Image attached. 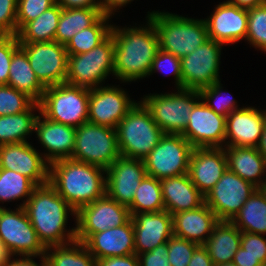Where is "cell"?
I'll use <instances>...</instances> for the list:
<instances>
[{"instance_id":"cell-1","label":"cell","mask_w":266,"mask_h":266,"mask_svg":"<svg viewBox=\"0 0 266 266\" xmlns=\"http://www.w3.org/2000/svg\"><path fill=\"white\" fill-rule=\"evenodd\" d=\"M122 28L113 24L114 77L121 83L148 78L152 61L159 50V39L153 22Z\"/></svg>"},{"instance_id":"cell-2","label":"cell","mask_w":266,"mask_h":266,"mask_svg":"<svg viewBox=\"0 0 266 266\" xmlns=\"http://www.w3.org/2000/svg\"><path fill=\"white\" fill-rule=\"evenodd\" d=\"M24 209L45 248L76 240V227L66 229L69 212L76 219V211L49 183L34 189Z\"/></svg>"},{"instance_id":"cell-3","label":"cell","mask_w":266,"mask_h":266,"mask_svg":"<svg viewBox=\"0 0 266 266\" xmlns=\"http://www.w3.org/2000/svg\"><path fill=\"white\" fill-rule=\"evenodd\" d=\"M106 170L72 158L49 165V184L77 212L106 194Z\"/></svg>"},{"instance_id":"cell-4","label":"cell","mask_w":266,"mask_h":266,"mask_svg":"<svg viewBox=\"0 0 266 266\" xmlns=\"http://www.w3.org/2000/svg\"><path fill=\"white\" fill-rule=\"evenodd\" d=\"M147 13L146 17L155 26L159 49L177 58L181 59L191 54L209 39L204 19H194L159 10Z\"/></svg>"},{"instance_id":"cell-5","label":"cell","mask_w":266,"mask_h":266,"mask_svg":"<svg viewBox=\"0 0 266 266\" xmlns=\"http://www.w3.org/2000/svg\"><path fill=\"white\" fill-rule=\"evenodd\" d=\"M116 133L120 156L141 160L157 146L164 135L141 101L119 122Z\"/></svg>"},{"instance_id":"cell-6","label":"cell","mask_w":266,"mask_h":266,"mask_svg":"<svg viewBox=\"0 0 266 266\" xmlns=\"http://www.w3.org/2000/svg\"><path fill=\"white\" fill-rule=\"evenodd\" d=\"M177 92L144 95L141 102L164 134H182L188 125L194 105L200 100L197 90L177 89Z\"/></svg>"},{"instance_id":"cell-7","label":"cell","mask_w":266,"mask_h":266,"mask_svg":"<svg viewBox=\"0 0 266 266\" xmlns=\"http://www.w3.org/2000/svg\"><path fill=\"white\" fill-rule=\"evenodd\" d=\"M39 105L47 119L77 128L88 122L89 89L67 83L48 86Z\"/></svg>"},{"instance_id":"cell-8","label":"cell","mask_w":266,"mask_h":266,"mask_svg":"<svg viewBox=\"0 0 266 266\" xmlns=\"http://www.w3.org/2000/svg\"><path fill=\"white\" fill-rule=\"evenodd\" d=\"M114 38L110 34L92 50L68 55L67 84L87 89L103 85L107 76H114Z\"/></svg>"},{"instance_id":"cell-9","label":"cell","mask_w":266,"mask_h":266,"mask_svg":"<svg viewBox=\"0 0 266 266\" xmlns=\"http://www.w3.org/2000/svg\"><path fill=\"white\" fill-rule=\"evenodd\" d=\"M0 242L9 257L45 256L46 248L39 240L24 207L0 208Z\"/></svg>"},{"instance_id":"cell-10","label":"cell","mask_w":266,"mask_h":266,"mask_svg":"<svg viewBox=\"0 0 266 266\" xmlns=\"http://www.w3.org/2000/svg\"><path fill=\"white\" fill-rule=\"evenodd\" d=\"M119 156L116 128L90 122L76 128L72 159L106 170Z\"/></svg>"},{"instance_id":"cell-11","label":"cell","mask_w":266,"mask_h":266,"mask_svg":"<svg viewBox=\"0 0 266 266\" xmlns=\"http://www.w3.org/2000/svg\"><path fill=\"white\" fill-rule=\"evenodd\" d=\"M193 146L180 134H164L143 159L146 174L162 180L188 173Z\"/></svg>"},{"instance_id":"cell-12","label":"cell","mask_w":266,"mask_h":266,"mask_svg":"<svg viewBox=\"0 0 266 266\" xmlns=\"http://www.w3.org/2000/svg\"><path fill=\"white\" fill-rule=\"evenodd\" d=\"M130 219L128 206L105 194L76 212V240L85 242L92 234L123 226Z\"/></svg>"},{"instance_id":"cell-13","label":"cell","mask_w":266,"mask_h":266,"mask_svg":"<svg viewBox=\"0 0 266 266\" xmlns=\"http://www.w3.org/2000/svg\"><path fill=\"white\" fill-rule=\"evenodd\" d=\"M223 44L208 39L191 54L180 59L182 89L201 90L221 81L219 68Z\"/></svg>"},{"instance_id":"cell-14","label":"cell","mask_w":266,"mask_h":266,"mask_svg":"<svg viewBox=\"0 0 266 266\" xmlns=\"http://www.w3.org/2000/svg\"><path fill=\"white\" fill-rule=\"evenodd\" d=\"M19 45L26 53L36 77L45 87L66 82L68 53L65 45L56 41Z\"/></svg>"},{"instance_id":"cell-15","label":"cell","mask_w":266,"mask_h":266,"mask_svg":"<svg viewBox=\"0 0 266 266\" xmlns=\"http://www.w3.org/2000/svg\"><path fill=\"white\" fill-rule=\"evenodd\" d=\"M257 188L228 168L205 196V204L219 221H232Z\"/></svg>"},{"instance_id":"cell-16","label":"cell","mask_w":266,"mask_h":266,"mask_svg":"<svg viewBox=\"0 0 266 266\" xmlns=\"http://www.w3.org/2000/svg\"><path fill=\"white\" fill-rule=\"evenodd\" d=\"M136 103L119 85L89 89L88 122L116 128Z\"/></svg>"},{"instance_id":"cell-17","label":"cell","mask_w":266,"mask_h":266,"mask_svg":"<svg viewBox=\"0 0 266 266\" xmlns=\"http://www.w3.org/2000/svg\"><path fill=\"white\" fill-rule=\"evenodd\" d=\"M193 148L225 147L226 117L201 99L192 108L188 125L181 134Z\"/></svg>"},{"instance_id":"cell-18","label":"cell","mask_w":266,"mask_h":266,"mask_svg":"<svg viewBox=\"0 0 266 266\" xmlns=\"http://www.w3.org/2000/svg\"><path fill=\"white\" fill-rule=\"evenodd\" d=\"M49 165L30 142L0 145V169L16 171L37 186L49 182Z\"/></svg>"},{"instance_id":"cell-19","label":"cell","mask_w":266,"mask_h":266,"mask_svg":"<svg viewBox=\"0 0 266 266\" xmlns=\"http://www.w3.org/2000/svg\"><path fill=\"white\" fill-rule=\"evenodd\" d=\"M214 8L204 19L209 39L224 46L246 40L248 9L240 8L229 0L217 4Z\"/></svg>"},{"instance_id":"cell-20","label":"cell","mask_w":266,"mask_h":266,"mask_svg":"<svg viewBox=\"0 0 266 266\" xmlns=\"http://www.w3.org/2000/svg\"><path fill=\"white\" fill-rule=\"evenodd\" d=\"M146 175L143 160L119 156L106 169V194L118 203L129 206Z\"/></svg>"},{"instance_id":"cell-21","label":"cell","mask_w":266,"mask_h":266,"mask_svg":"<svg viewBox=\"0 0 266 266\" xmlns=\"http://www.w3.org/2000/svg\"><path fill=\"white\" fill-rule=\"evenodd\" d=\"M224 147L193 148L188 175L192 183L205 197L227 170Z\"/></svg>"},{"instance_id":"cell-22","label":"cell","mask_w":266,"mask_h":266,"mask_svg":"<svg viewBox=\"0 0 266 266\" xmlns=\"http://www.w3.org/2000/svg\"><path fill=\"white\" fill-rule=\"evenodd\" d=\"M135 254L153 250L173 236V216L166 210L131 215Z\"/></svg>"},{"instance_id":"cell-23","label":"cell","mask_w":266,"mask_h":266,"mask_svg":"<svg viewBox=\"0 0 266 266\" xmlns=\"http://www.w3.org/2000/svg\"><path fill=\"white\" fill-rule=\"evenodd\" d=\"M266 124V109L244 107L226 117L225 146L256 147Z\"/></svg>"},{"instance_id":"cell-24","label":"cell","mask_w":266,"mask_h":266,"mask_svg":"<svg viewBox=\"0 0 266 266\" xmlns=\"http://www.w3.org/2000/svg\"><path fill=\"white\" fill-rule=\"evenodd\" d=\"M34 133L45 149L41 154L49 164L72 157L76 128L49 120L38 113Z\"/></svg>"},{"instance_id":"cell-25","label":"cell","mask_w":266,"mask_h":266,"mask_svg":"<svg viewBox=\"0 0 266 266\" xmlns=\"http://www.w3.org/2000/svg\"><path fill=\"white\" fill-rule=\"evenodd\" d=\"M84 244L96 260L135 254L132 219L123 226L92 234Z\"/></svg>"},{"instance_id":"cell-26","label":"cell","mask_w":266,"mask_h":266,"mask_svg":"<svg viewBox=\"0 0 266 266\" xmlns=\"http://www.w3.org/2000/svg\"><path fill=\"white\" fill-rule=\"evenodd\" d=\"M173 216V235L203 245L219 222L216 214L205 204Z\"/></svg>"},{"instance_id":"cell-27","label":"cell","mask_w":266,"mask_h":266,"mask_svg":"<svg viewBox=\"0 0 266 266\" xmlns=\"http://www.w3.org/2000/svg\"><path fill=\"white\" fill-rule=\"evenodd\" d=\"M165 210L171 215L193 210L205 202V197L192 183L188 173L160 180Z\"/></svg>"},{"instance_id":"cell-28","label":"cell","mask_w":266,"mask_h":266,"mask_svg":"<svg viewBox=\"0 0 266 266\" xmlns=\"http://www.w3.org/2000/svg\"><path fill=\"white\" fill-rule=\"evenodd\" d=\"M227 167L259 189L265 181L266 160L256 147L225 146Z\"/></svg>"},{"instance_id":"cell-29","label":"cell","mask_w":266,"mask_h":266,"mask_svg":"<svg viewBox=\"0 0 266 266\" xmlns=\"http://www.w3.org/2000/svg\"><path fill=\"white\" fill-rule=\"evenodd\" d=\"M203 246L214 265L232 262L241 247V231L231 221H219Z\"/></svg>"},{"instance_id":"cell-30","label":"cell","mask_w":266,"mask_h":266,"mask_svg":"<svg viewBox=\"0 0 266 266\" xmlns=\"http://www.w3.org/2000/svg\"><path fill=\"white\" fill-rule=\"evenodd\" d=\"M8 85L27 94L37 103L41 101L46 89L36 77L26 53L20 47L12 55Z\"/></svg>"},{"instance_id":"cell-31","label":"cell","mask_w":266,"mask_h":266,"mask_svg":"<svg viewBox=\"0 0 266 266\" xmlns=\"http://www.w3.org/2000/svg\"><path fill=\"white\" fill-rule=\"evenodd\" d=\"M40 113V105L35 102L28 110L13 115L0 116V145L28 142Z\"/></svg>"},{"instance_id":"cell-32","label":"cell","mask_w":266,"mask_h":266,"mask_svg":"<svg viewBox=\"0 0 266 266\" xmlns=\"http://www.w3.org/2000/svg\"><path fill=\"white\" fill-rule=\"evenodd\" d=\"M102 15L101 7L62 8L55 41L66 45L75 34L92 26Z\"/></svg>"},{"instance_id":"cell-33","label":"cell","mask_w":266,"mask_h":266,"mask_svg":"<svg viewBox=\"0 0 266 266\" xmlns=\"http://www.w3.org/2000/svg\"><path fill=\"white\" fill-rule=\"evenodd\" d=\"M62 7L55 3L36 19L26 23L17 33L19 43L55 41Z\"/></svg>"},{"instance_id":"cell-34","label":"cell","mask_w":266,"mask_h":266,"mask_svg":"<svg viewBox=\"0 0 266 266\" xmlns=\"http://www.w3.org/2000/svg\"><path fill=\"white\" fill-rule=\"evenodd\" d=\"M241 232L266 235V199L256 189L231 221Z\"/></svg>"},{"instance_id":"cell-35","label":"cell","mask_w":266,"mask_h":266,"mask_svg":"<svg viewBox=\"0 0 266 266\" xmlns=\"http://www.w3.org/2000/svg\"><path fill=\"white\" fill-rule=\"evenodd\" d=\"M45 257L49 266H97L84 242L78 240L46 248Z\"/></svg>"},{"instance_id":"cell-36","label":"cell","mask_w":266,"mask_h":266,"mask_svg":"<svg viewBox=\"0 0 266 266\" xmlns=\"http://www.w3.org/2000/svg\"><path fill=\"white\" fill-rule=\"evenodd\" d=\"M111 18L103 14L92 26L75 34L65 45L68 55L86 53L103 42L111 34Z\"/></svg>"},{"instance_id":"cell-37","label":"cell","mask_w":266,"mask_h":266,"mask_svg":"<svg viewBox=\"0 0 266 266\" xmlns=\"http://www.w3.org/2000/svg\"><path fill=\"white\" fill-rule=\"evenodd\" d=\"M128 208L130 215L165 210L160 180L146 175Z\"/></svg>"},{"instance_id":"cell-38","label":"cell","mask_w":266,"mask_h":266,"mask_svg":"<svg viewBox=\"0 0 266 266\" xmlns=\"http://www.w3.org/2000/svg\"><path fill=\"white\" fill-rule=\"evenodd\" d=\"M36 187L28 177L16 171L0 169V203L22 199L23 203L17 206L24 207ZM0 208L4 206L0 205Z\"/></svg>"},{"instance_id":"cell-39","label":"cell","mask_w":266,"mask_h":266,"mask_svg":"<svg viewBox=\"0 0 266 266\" xmlns=\"http://www.w3.org/2000/svg\"><path fill=\"white\" fill-rule=\"evenodd\" d=\"M221 81L199 90L200 99L217 114L227 117L233 110L239 109L238 103L232 95L223 92ZM224 94H223V93ZM224 95V96H223Z\"/></svg>"},{"instance_id":"cell-40","label":"cell","mask_w":266,"mask_h":266,"mask_svg":"<svg viewBox=\"0 0 266 266\" xmlns=\"http://www.w3.org/2000/svg\"><path fill=\"white\" fill-rule=\"evenodd\" d=\"M246 41L266 53V3L248 9Z\"/></svg>"},{"instance_id":"cell-41","label":"cell","mask_w":266,"mask_h":266,"mask_svg":"<svg viewBox=\"0 0 266 266\" xmlns=\"http://www.w3.org/2000/svg\"><path fill=\"white\" fill-rule=\"evenodd\" d=\"M34 103L35 101L27 94L8 84L0 85V116L24 112Z\"/></svg>"},{"instance_id":"cell-42","label":"cell","mask_w":266,"mask_h":266,"mask_svg":"<svg viewBox=\"0 0 266 266\" xmlns=\"http://www.w3.org/2000/svg\"><path fill=\"white\" fill-rule=\"evenodd\" d=\"M199 244L173 235L167 242L168 261L171 266H188Z\"/></svg>"},{"instance_id":"cell-43","label":"cell","mask_w":266,"mask_h":266,"mask_svg":"<svg viewBox=\"0 0 266 266\" xmlns=\"http://www.w3.org/2000/svg\"><path fill=\"white\" fill-rule=\"evenodd\" d=\"M167 73L168 75H174L176 89H182V76H181V61L171 53L158 50L152 66L149 71L148 77L155 72Z\"/></svg>"},{"instance_id":"cell-44","label":"cell","mask_w":266,"mask_h":266,"mask_svg":"<svg viewBox=\"0 0 266 266\" xmlns=\"http://www.w3.org/2000/svg\"><path fill=\"white\" fill-rule=\"evenodd\" d=\"M55 3V0H17V33Z\"/></svg>"},{"instance_id":"cell-45","label":"cell","mask_w":266,"mask_h":266,"mask_svg":"<svg viewBox=\"0 0 266 266\" xmlns=\"http://www.w3.org/2000/svg\"><path fill=\"white\" fill-rule=\"evenodd\" d=\"M19 47L16 35H0V85L8 84L12 55Z\"/></svg>"},{"instance_id":"cell-46","label":"cell","mask_w":266,"mask_h":266,"mask_svg":"<svg viewBox=\"0 0 266 266\" xmlns=\"http://www.w3.org/2000/svg\"><path fill=\"white\" fill-rule=\"evenodd\" d=\"M0 35H17V0H0Z\"/></svg>"},{"instance_id":"cell-47","label":"cell","mask_w":266,"mask_h":266,"mask_svg":"<svg viewBox=\"0 0 266 266\" xmlns=\"http://www.w3.org/2000/svg\"><path fill=\"white\" fill-rule=\"evenodd\" d=\"M241 247L246 253L266 263V237L264 235L241 232Z\"/></svg>"},{"instance_id":"cell-48","label":"cell","mask_w":266,"mask_h":266,"mask_svg":"<svg viewBox=\"0 0 266 266\" xmlns=\"http://www.w3.org/2000/svg\"><path fill=\"white\" fill-rule=\"evenodd\" d=\"M140 266H171L168 261L167 243L155 247L153 250L138 254Z\"/></svg>"},{"instance_id":"cell-49","label":"cell","mask_w":266,"mask_h":266,"mask_svg":"<svg viewBox=\"0 0 266 266\" xmlns=\"http://www.w3.org/2000/svg\"><path fill=\"white\" fill-rule=\"evenodd\" d=\"M97 266H140L136 254L126 256L107 257L97 260Z\"/></svg>"},{"instance_id":"cell-50","label":"cell","mask_w":266,"mask_h":266,"mask_svg":"<svg viewBox=\"0 0 266 266\" xmlns=\"http://www.w3.org/2000/svg\"><path fill=\"white\" fill-rule=\"evenodd\" d=\"M41 258L39 264L33 260V257H8L2 266H49L48 261L45 256L38 257Z\"/></svg>"},{"instance_id":"cell-51","label":"cell","mask_w":266,"mask_h":266,"mask_svg":"<svg viewBox=\"0 0 266 266\" xmlns=\"http://www.w3.org/2000/svg\"><path fill=\"white\" fill-rule=\"evenodd\" d=\"M188 266H214V263L209 257L207 249L203 245H199L195 249Z\"/></svg>"},{"instance_id":"cell-52","label":"cell","mask_w":266,"mask_h":266,"mask_svg":"<svg viewBox=\"0 0 266 266\" xmlns=\"http://www.w3.org/2000/svg\"><path fill=\"white\" fill-rule=\"evenodd\" d=\"M62 8H92L101 7L100 0H55Z\"/></svg>"},{"instance_id":"cell-53","label":"cell","mask_w":266,"mask_h":266,"mask_svg":"<svg viewBox=\"0 0 266 266\" xmlns=\"http://www.w3.org/2000/svg\"><path fill=\"white\" fill-rule=\"evenodd\" d=\"M101 1V10L104 15L113 16L117 10L128 3L130 4L134 0H100Z\"/></svg>"},{"instance_id":"cell-54","label":"cell","mask_w":266,"mask_h":266,"mask_svg":"<svg viewBox=\"0 0 266 266\" xmlns=\"http://www.w3.org/2000/svg\"><path fill=\"white\" fill-rule=\"evenodd\" d=\"M233 262L238 266H257L261 264L258 258H254L246 253L243 247L236 252Z\"/></svg>"},{"instance_id":"cell-55","label":"cell","mask_w":266,"mask_h":266,"mask_svg":"<svg viewBox=\"0 0 266 266\" xmlns=\"http://www.w3.org/2000/svg\"><path fill=\"white\" fill-rule=\"evenodd\" d=\"M240 8L250 9L266 3V0H229Z\"/></svg>"},{"instance_id":"cell-56","label":"cell","mask_w":266,"mask_h":266,"mask_svg":"<svg viewBox=\"0 0 266 266\" xmlns=\"http://www.w3.org/2000/svg\"><path fill=\"white\" fill-rule=\"evenodd\" d=\"M258 149L259 153L264 157L266 160V124L263 128V133L261 135V138L259 140L258 145L256 146Z\"/></svg>"},{"instance_id":"cell-57","label":"cell","mask_w":266,"mask_h":266,"mask_svg":"<svg viewBox=\"0 0 266 266\" xmlns=\"http://www.w3.org/2000/svg\"><path fill=\"white\" fill-rule=\"evenodd\" d=\"M9 256L7 255L6 251L4 250L1 242H0V266H2Z\"/></svg>"},{"instance_id":"cell-58","label":"cell","mask_w":266,"mask_h":266,"mask_svg":"<svg viewBox=\"0 0 266 266\" xmlns=\"http://www.w3.org/2000/svg\"><path fill=\"white\" fill-rule=\"evenodd\" d=\"M214 266H238V265H236V264L232 261V262H227V263L218 264V265H214Z\"/></svg>"},{"instance_id":"cell-59","label":"cell","mask_w":266,"mask_h":266,"mask_svg":"<svg viewBox=\"0 0 266 266\" xmlns=\"http://www.w3.org/2000/svg\"><path fill=\"white\" fill-rule=\"evenodd\" d=\"M259 190L263 193L265 199H266V184H263Z\"/></svg>"},{"instance_id":"cell-60","label":"cell","mask_w":266,"mask_h":266,"mask_svg":"<svg viewBox=\"0 0 266 266\" xmlns=\"http://www.w3.org/2000/svg\"><path fill=\"white\" fill-rule=\"evenodd\" d=\"M257 266H266V263H261V264H259Z\"/></svg>"}]
</instances>
